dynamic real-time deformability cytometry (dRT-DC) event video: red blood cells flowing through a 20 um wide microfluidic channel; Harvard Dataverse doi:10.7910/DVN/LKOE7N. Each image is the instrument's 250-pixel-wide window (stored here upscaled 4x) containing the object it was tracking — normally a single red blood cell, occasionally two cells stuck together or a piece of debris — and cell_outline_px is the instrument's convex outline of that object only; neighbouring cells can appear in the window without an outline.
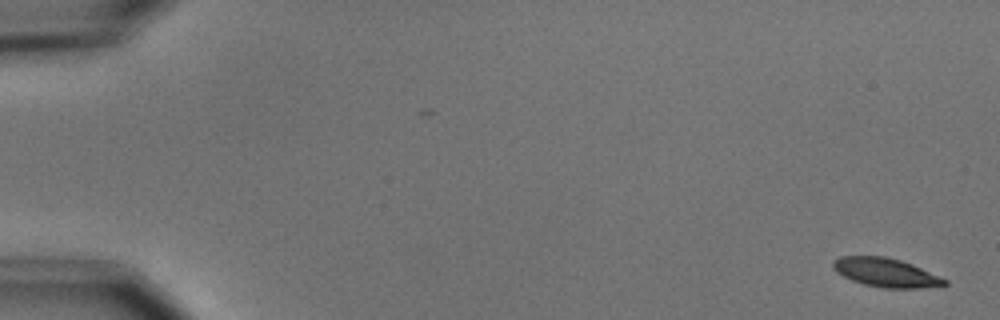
{"species": "common noctule bat (a hibernating species)", "species_latin": "Nyctalus noctula", "temperature_condition": "cold", "stored_images_in_passage": 4, "camera_frame_rate_fps": 3000, "um_per_image_px": 0.085, "animal": {"sex": "male", "body_mass_g": 15.6}, "frame": {"image": 1, "passage_image": 1, "time_ms": 0.0, "image_size_px": [1000, 320], "cell_outline_px": [[948, 284], [944, 288], [884, 288], [864, 284], [852, 280], [836, 272], [832, 268], [832, 260], [840, 256], [884, 256], [900, 260], [912, 264], [948, 280]], "centroid_in_image_um": [75.34, 23.18], "position_along_channel_um": 9.7, "area_um2": 19.02}}